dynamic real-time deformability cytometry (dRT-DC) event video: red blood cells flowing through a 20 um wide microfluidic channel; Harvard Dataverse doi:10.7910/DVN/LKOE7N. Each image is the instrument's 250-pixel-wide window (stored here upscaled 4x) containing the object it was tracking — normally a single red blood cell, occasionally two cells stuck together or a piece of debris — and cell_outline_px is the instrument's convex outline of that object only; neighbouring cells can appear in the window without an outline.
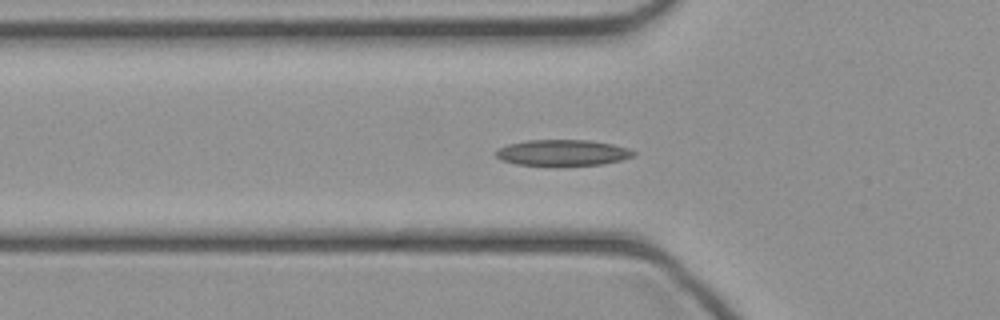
{"species": "common noctule bat (a hibernating species)", "species_latin": "Nyctalus noctula", "temperature_condition": "cold", "stored_images_in_passage": 39, "camera_frame_rate_fps": 3000, "um_per_image_px": 0.085, "animal": {"sex": "female", "body_mass_g": 21.9}, "frame": {"image": 1, "passage_image": 13, "time_ms": 4.0, "image_size_px": [1000, 320], "cell_outline_px": [[636, 156], [604, 164], [556, 168], [516, 164], [500, 160], [496, 156], [496, 148], [508, 144], [528, 140], [588, 140], [612, 144], [628, 148], [636, 152]], "centroid_in_image_um": [47.8, 13.02], "position_along_channel_um": 78.0, "area_um2": 21.79}}
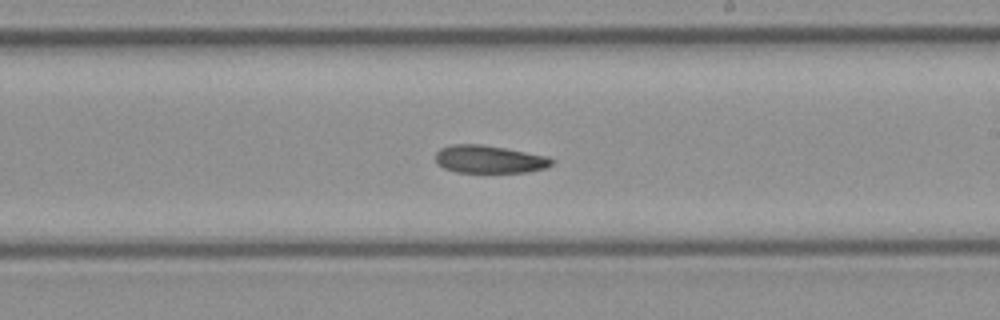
{"frame": {"image": 2, "passage_image": 24, "time_ms": 7.667, "image_size_px": [1000, 320], "cell_outline_px": [[556, 160], [552, 164], [544, 168], [528, 172], [456, 172], [444, 168], [436, 164], [436, 152], [440, 148], [452, 144], [480, 144], [504, 148], [548, 156]], "centroid_in_image_um": [41.58, 13.54], "position_along_channel_um": 247.4, "area_um2": 18.84}}
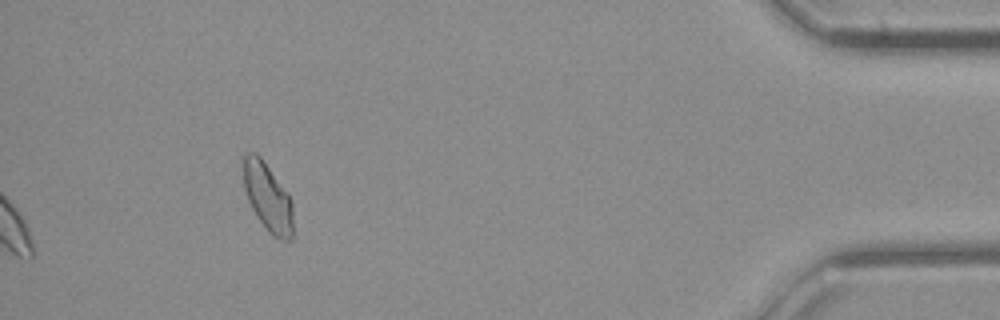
{"frame": {"image": 3, "passage_image": 39, "time_ms": 12.667, "image_size_px": [1000, 320], "cell_outline_px": [[292, 240], [280, 240], [272, 236], [268, 232], [256, 216], [248, 200], [244, 188], [244, 152], [256, 152], [260, 156], [288, 192], [292, 204]], "centroid_in_image_um": [22.76, 16.77], "position_along_channel_um": 412.4, "area_um2": 19.83}}